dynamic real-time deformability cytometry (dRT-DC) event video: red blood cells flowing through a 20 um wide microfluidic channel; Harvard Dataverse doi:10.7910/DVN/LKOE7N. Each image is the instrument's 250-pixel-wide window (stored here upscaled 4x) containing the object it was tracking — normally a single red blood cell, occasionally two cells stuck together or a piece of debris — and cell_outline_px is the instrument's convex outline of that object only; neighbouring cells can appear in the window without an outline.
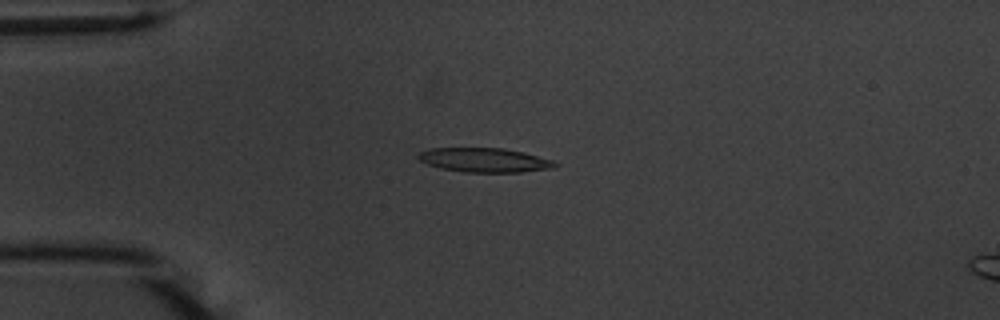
{"species": "common noctule bat (a hibernating species)", "species_latin": "Nyctalus noctula", "temperature_condition": "warm", "stored_images_in_passage": 53, "camera_frame_rate_fps": 3000, "um_per_image_px": 0.085, "animal": {"sex": "male", "body_mass_g": 20.1, "forearm_length_mm": 53.5}, "frame": {"image": 1, "passage_image": 13, "time_ms": 4.0, "image_size_px": [1000, 320], "cell_outline_px": [[560, 164], [552, 168], [520, 172], [464, 172], [440, 168], [428, 164], [420, 160], [416, 156], [420, 152], [432, 148], [504, 148], [524, 152], [552, 160]], "centroid_in_image_um": [41.19, 13.6], "position_along_channel_um": 43.8, "area_um2": 19.25}}
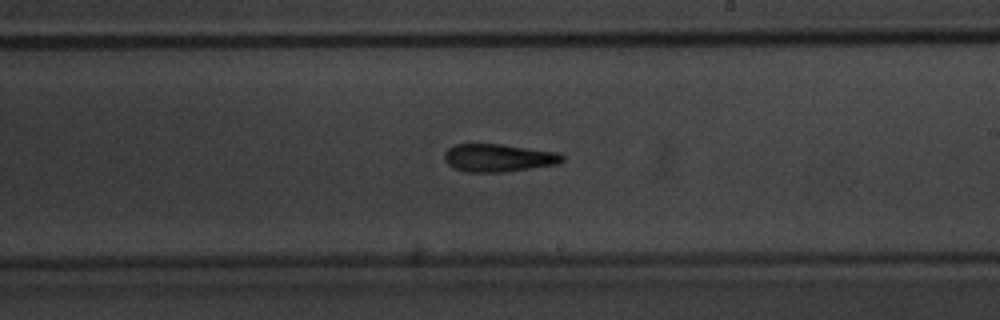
{"frame": {"image": 2, "passage_image": 31, "time_ms": 10.0, "image_size_px": [1000, 320], "cell_outline_px": [[564, 160], [560, 164], [504, 172], [464, 172], [452, 168], [444, 160], [444, 152], [448, 148], [456, 144], [500, 144], [560, 152], [564, 156]], "centroid_in_image_um": [42.38, 13.42], "position_along_channel_um": 246.6, "area_um2": 19.42}}
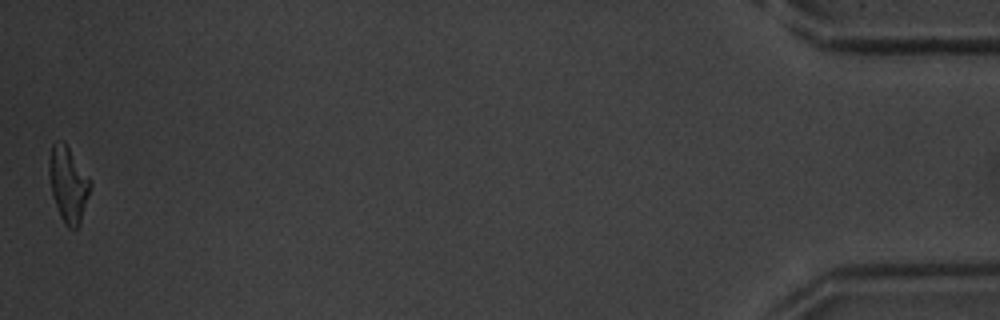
{"frame": {"image": 3, "passage_image": 53, "time_ms": 17.333, "image_size_px": [1000, 320], "cell_outline_px": [[92, 184], [80, 224], [76, 228], [68, 228], [64, 224], [60, 216], [52, 196], [48, 172], [48, 164], [52, 144], [56, 140], [64, 140], [92, 180]], "centroid_in_image_um": [5.8, 15.63], "position_along_channel_um": 429.4, "area_um2": 18.5}, "authors_computed_cell_mechanics": {"area_um2": 18.9584, "velocity_mm_per_s": 3.7415, "shape_relaxation_time_tau1_ms": 4.131, "shape_relaxation_time_tau2_ms": 6.1525, "deformation_change_tau1": 0.1895, "deformation_change_tau2": 0.2011}}